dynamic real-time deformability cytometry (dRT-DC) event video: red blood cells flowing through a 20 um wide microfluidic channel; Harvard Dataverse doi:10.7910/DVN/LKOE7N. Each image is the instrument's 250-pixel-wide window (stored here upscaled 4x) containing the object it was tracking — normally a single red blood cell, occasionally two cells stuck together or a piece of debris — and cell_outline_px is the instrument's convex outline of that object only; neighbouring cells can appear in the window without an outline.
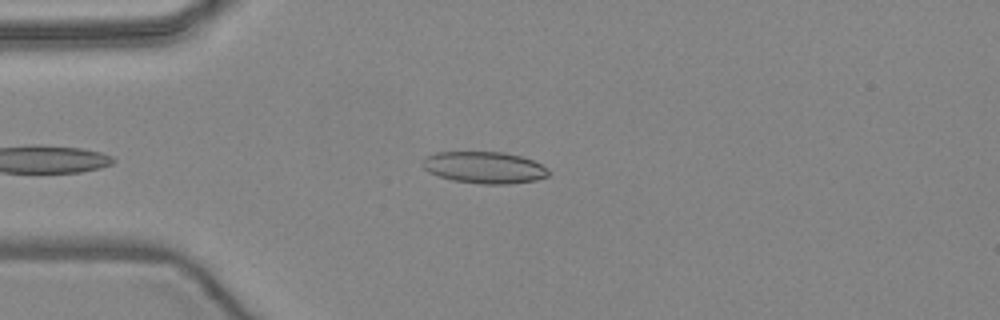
{"species": "common noctule bat (a hibernating species)", "species_latin": "Nyctalus noctula", "temperature_condition": "warm", "stored_images_in_passage": 6, "camera_frame_rate_fps": 3000, "um_per_image_px": 0.085, "animal": {"sex": "female", "body_mass_g": 24.6, "forearm_length_mm": 56.2}, "frame": {"image": 1, "passage_image": 6, "time_ms": 5.667, "image_size_px": [1000, 320], "cell_outline_px": [[552, 172], [548, 176], [536, 180], [508, 184], [480, 184], [452, 180], [428, 172], [420, 164], [428, 156], [436, 152], [504, 152], [520, 156], [532, 160], [548, 168]], "centroid_in_image_um": [41.19, 14.24], "position_along_channel_um": 43.8, "area_um2": 23.35}}